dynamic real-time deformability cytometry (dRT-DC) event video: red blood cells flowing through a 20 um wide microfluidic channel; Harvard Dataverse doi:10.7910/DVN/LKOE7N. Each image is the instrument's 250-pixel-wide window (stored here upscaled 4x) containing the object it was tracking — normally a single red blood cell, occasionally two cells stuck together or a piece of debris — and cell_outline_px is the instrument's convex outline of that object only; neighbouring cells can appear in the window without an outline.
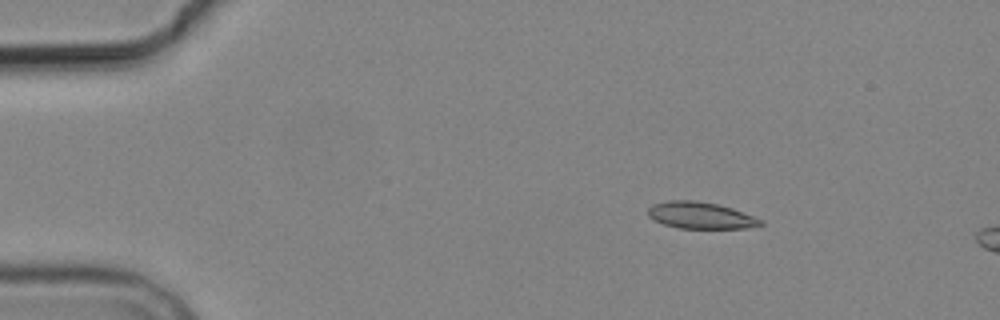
{"species": "common noctule bat (a hibernating species)", "species_latin": "Nyctalus noctula", "temperature_condition": "cold", "stored_images_in_passage": 4, "camera_frame_rate_fps": 3000, "um_per_image_px": 0.085, "animal": {"sex": "male", "body_mass_g": 19.2, "forearm_length_mm": 51.8}, "frame": {"image": 1, "passage_image": 3, "time_ms": 2.667, "image_size_px": [1000, 320], "cell_outline_px": [[764, 224], [744, 228], [680, 228], [664, 224], [648, 216], [648, 208], [652, 204], [668, 200], [692, 200], [716, 204], [732, 208], [764, 220]], "centroid_in_image_um": [59.54, 18.3], "position_along_channel_um": 25.5, "area_um2": 17.34}}